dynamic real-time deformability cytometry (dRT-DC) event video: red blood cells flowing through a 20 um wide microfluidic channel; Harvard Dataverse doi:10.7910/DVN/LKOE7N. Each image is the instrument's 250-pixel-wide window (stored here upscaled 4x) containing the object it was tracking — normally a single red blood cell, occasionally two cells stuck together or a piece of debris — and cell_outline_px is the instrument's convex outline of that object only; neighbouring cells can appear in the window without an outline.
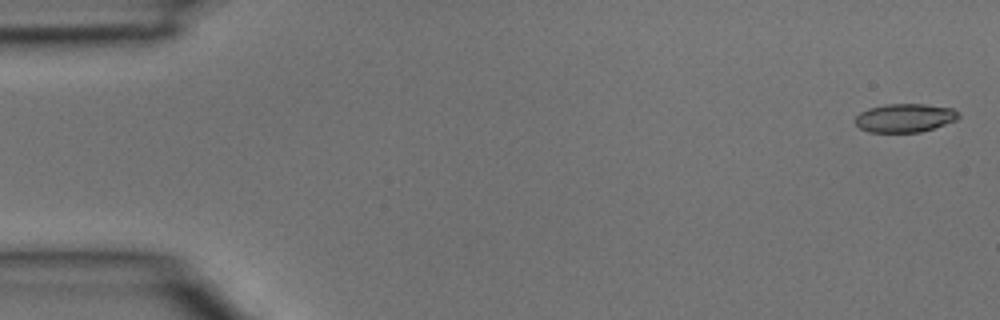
{"species": "common noctule bat (a hibernating species)", "species_latin": "Nyctalus noctula", "temperature_condition": "room temperature", "stored_images_in_passage": 5, "camera_frame_rate_fps": 3000, "um_per_image_px": 0.085, "animal": {"sex": "male", "body_mass_g": 15.6}, "frame": {"image": 1, "passage_image": 1, "time_ms": 0.0, "image_size_px": [1000, 320], "cell_outline_px": [[960, 116], [956, 120], [920, 132], [868, 132], [860, 128], [856, 124], [856, 116], [860, 112], [868, 108], [884, 104], [924, 104], [952, 108], [960, 112]], "centroid_in_image_um": [76.91, 10.01], "position_along_channel_um": 8.1, "area_um2": 17.17}}